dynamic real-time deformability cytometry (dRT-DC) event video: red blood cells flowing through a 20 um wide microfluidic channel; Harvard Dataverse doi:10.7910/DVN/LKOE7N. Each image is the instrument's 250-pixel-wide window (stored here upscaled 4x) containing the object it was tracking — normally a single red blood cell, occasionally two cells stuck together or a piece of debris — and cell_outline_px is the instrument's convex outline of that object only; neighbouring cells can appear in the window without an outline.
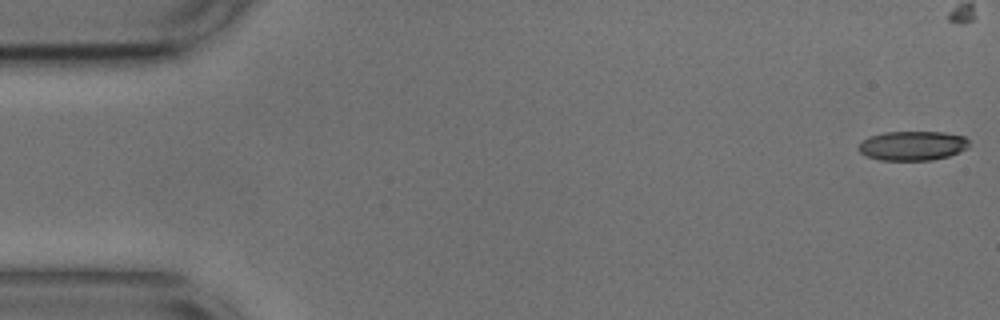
{"species": "common noctule bat (a hibernating species)", "species_latin": "Nyctalus noctula", "temperature_condition": "cold", "stored_images_in_passage": 8, "camera_frame_rate_fps": 3000, "um_per_image_px": 0.085, "animal": {"sex": "male", "body_mass_g": 17.9, "forearm_length_mm": 54.2}, "frame": {"image": 1, "passage_image": 1, "time_ms": 0.0, "image_size_px": [1000, 320], "cell_outline_px": [[968, 148], [960, 152], [948, 156], [932, 160], [880, 160], [868, 156], [860, 152], [856, 148], [868, 136], [884, 132], [944, 132], [964, 136], [968, 140]], "centroid_in_image_um": [77.57, 12.38], "position_along_channel_um": 7.4, "area_um2": 18.96}}